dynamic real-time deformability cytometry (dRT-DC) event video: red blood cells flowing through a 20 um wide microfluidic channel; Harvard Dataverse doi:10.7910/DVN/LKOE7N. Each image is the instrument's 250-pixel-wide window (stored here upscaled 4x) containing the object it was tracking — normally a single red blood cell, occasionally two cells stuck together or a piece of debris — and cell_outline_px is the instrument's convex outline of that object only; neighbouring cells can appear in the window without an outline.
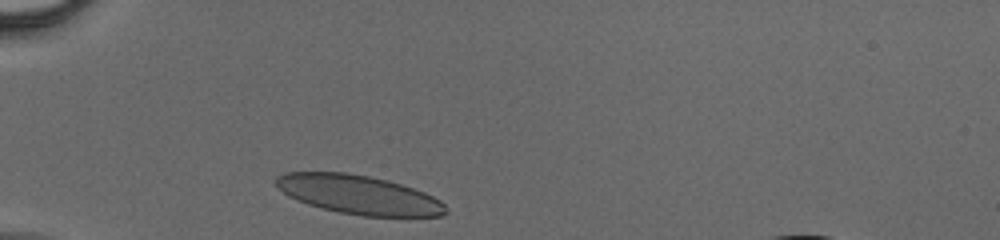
{"species": "human", "species_latin": "Homo sapiens", "temperature_condition": "cold", "stored_images_in_passage": 30, "camera_frame_rate_fps": 3000, "um_per_image_px": 0.085, "donor": {"sex": "male"}, "frame": {"image": 1, "passage_image": 1, "time_ms": 0.0, "image_size_px": [1000, 240], "cell_outline_px": [[448, 212], [440, 216], [364, 216], [340, 212], [308, 204], [288, 196], [276, 188], [276, 176], [284, 172], [344, 172], [368, 176], [388, 180], [424, 192], [440, 200], [444, 204]], "centroid_in_image_um": [30.46, 16.54], "position_along_channel_um": 54.5, "area_um2": 38.32}}
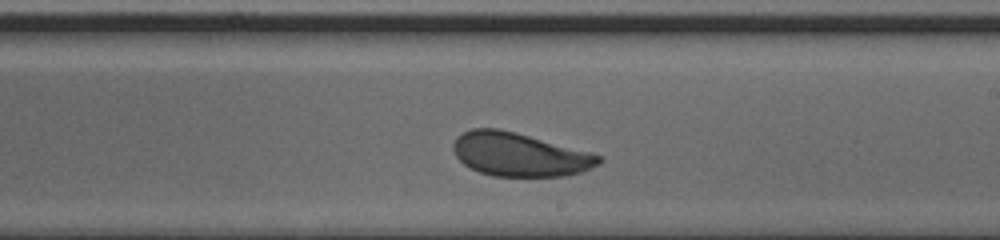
{"frame": {"image": 2, "passage_image": 18, "time_ms": 5.667, "image_size_px": [1000, 240], "cell_outline_px": [[604, 160], [600, 164], [580, 172], [560, 176], [492, 176], [480, 172], [464, 164], [456, 156], [452, 148], [452, 144], [456, 136], [472, 128], [496, 128], [516, 132], [588, 152], [600, 156]], "centroid_in_image_um": [44.11, 13.13], "position_along_channel_um": 244.9, "area_um2": 36.65}}
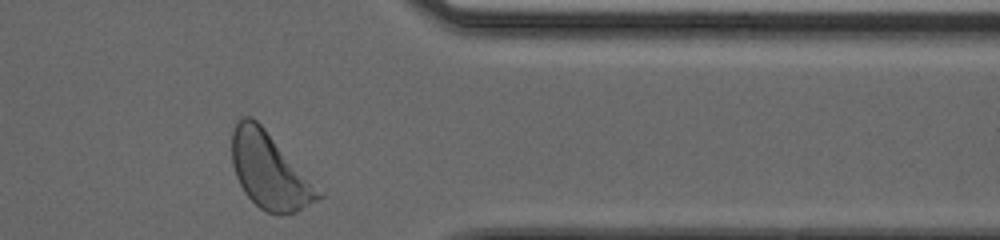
{"frame": {"image": 3, "passage_image": 30, "time_ms": 9.667, "image_size_px": [1000, 240], "cell_outline_px": [[324, 196], [320, 200], [296, 212], [280, 216], [268, 212], [260, 208], [244, 192], [236, 176], [232, 164], [232, 132], [236, 120], [244, 116], [252, 116], [264, 128], [324, 192]], "centroid_in_image_um": [22.94, 14.54], "position_along_channel_um": 388.5, "area_um2": 38.44}}